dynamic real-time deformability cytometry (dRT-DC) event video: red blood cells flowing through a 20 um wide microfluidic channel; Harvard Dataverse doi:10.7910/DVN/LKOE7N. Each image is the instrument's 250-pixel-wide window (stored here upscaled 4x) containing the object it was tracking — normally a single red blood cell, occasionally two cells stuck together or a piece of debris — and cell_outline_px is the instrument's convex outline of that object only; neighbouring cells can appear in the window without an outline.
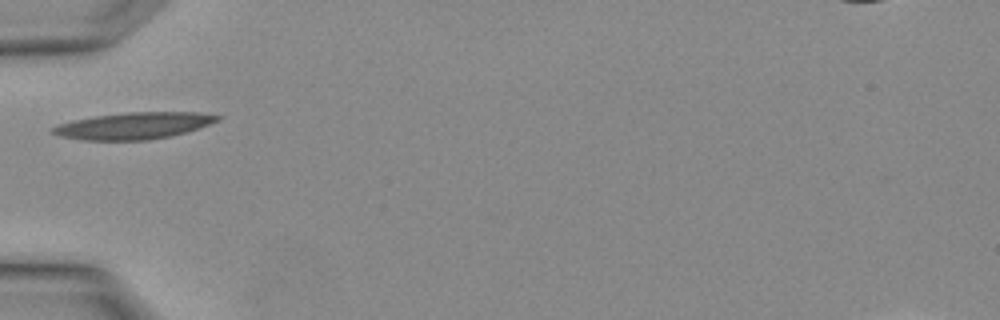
{"species": "Egyptian fruit bat (a non-hibernating species)", "species_latin": "Rousettus aegyptiacus", "temperature_condition": "warm", "stored_images_in_passage": 2, "camera_frame_rate_fps": 3000, "um_per_image_px": 0.085, "animal": {"sex": "female"}, "frame": {"image": 1, "passage_image": 2, "time_ms": 0.333, "image_size_px": [1000, 320], "cell_outline_px": [[220, 120], [172, 136], [148, 140], [80, 140], [60, 136], [52, 132], [52, 128], [56, 124], [72, 120], [96, 116], [128, 112], [200, 112], [220, 116]], "centroid_in_image_um": [11.33, 10.69], "position_along_channel_um": 73.7, "area_um2": 25.49}}